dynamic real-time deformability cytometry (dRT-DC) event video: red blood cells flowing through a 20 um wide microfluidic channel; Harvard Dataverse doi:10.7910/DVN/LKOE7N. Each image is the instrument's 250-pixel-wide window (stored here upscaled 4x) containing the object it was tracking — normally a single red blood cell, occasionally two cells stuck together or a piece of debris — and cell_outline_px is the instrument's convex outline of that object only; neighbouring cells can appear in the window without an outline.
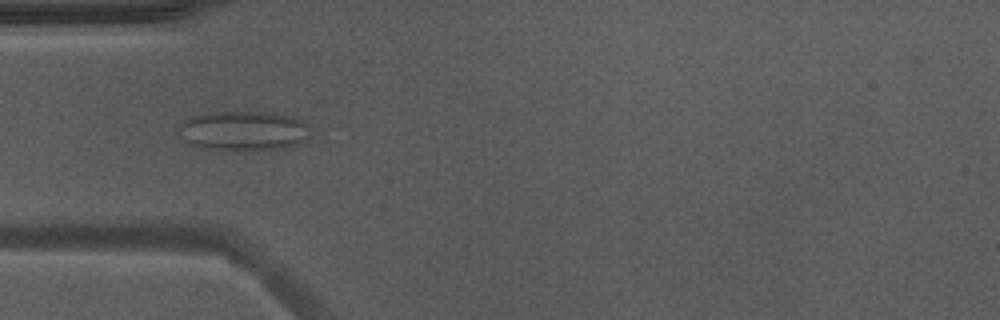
{"species": "Egyptian fruit bat (a non-hibernating species)", "species_latin": "Rousettus aegyptiacus", "temperature_condition": "warm", "stored_images_in_passage": 52, "camera_frame_rate_fps": 3000, "um_per_image_px": 0.085, "animal": {"sex": "male"}, "frame": {"image": 1, "passage_image": 16, "time_ms": 5.0, "image_size_px": [1000, 320], "cell_outline_px": [[308, 140], [284, 148], [236, 152], [208, 148], [192, 144], [184, 140], [180, 136], [180, 124], [184, 120], [192, 116], [208, 112], [272, 112], [292, 116], [304, 120], [308, 124]], "centroid_in_image_um": [20.73, 11.12], "position_along_channel_um": 64.3, "area_um2": 30.87}}
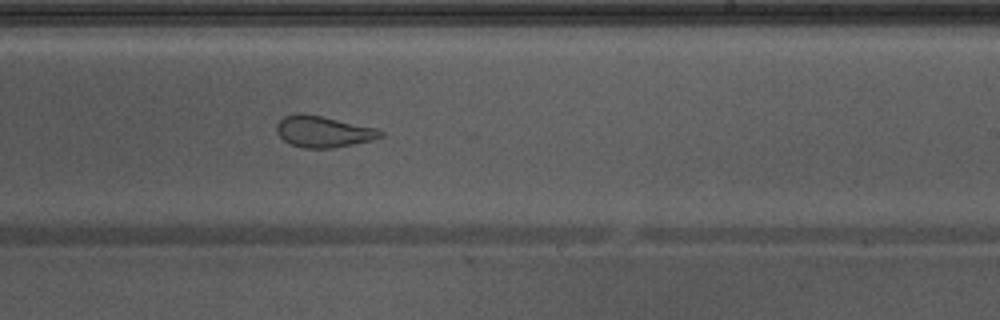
{"frame": {"image": 2, "passage_image": 31, "time_ms": 10.0, "image_size_px": [1000, 320], "cell_outline_px": [[384, 136], [372, 140], [332, 148], [304, 148], [292, 144], [284, 140], [276, 132], [276, 124], [284, 116], [296, 112], [304, 112], [376, 128], [384, 132]], "centroid_in_image_um": [27.46, 11.17], "position_along_channel_um": 261.5, "area_um2": 19.02}}
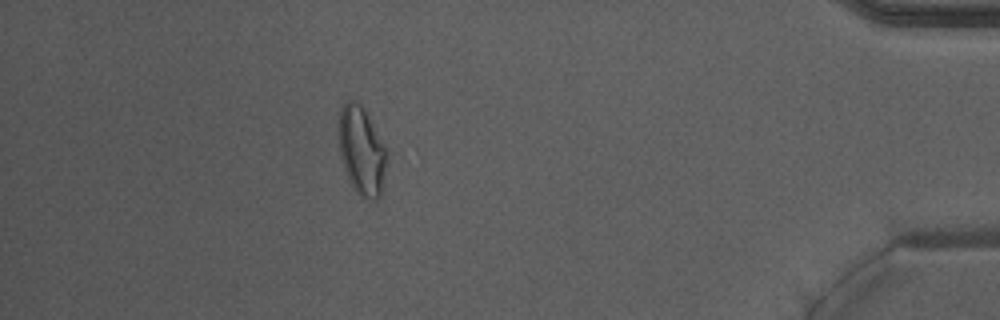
{"frame": {"image": 3, "passage_image": 46, "time_ms": 15.0, "image_size_px": [1000, 320], "cell_outline_px": [[384, 168], [380, 196], [376, 200], [372, 200], [360, 196], [352, 188], [344, 168], [340, 152], [336, 132], [340, 108], [348, 100], [356, 100], [360, 104], [368, 116], [384, 148]], "centroid_in_image_um": [30.65, 12.79], "position_along_channel_um": 404.6, "area_um2": 24.22}, "authors_computed_cell_mechanics": {"area_um2": 23.9003, "velocity_mm_per_s": 3.9433, "shape_relaxation_time_tau1_ms": null, "shape_relaxation_time_tau2_ms": 1.0188, "deformation_change_tau1": null, "deformation_change_tau2": 0.0967}}